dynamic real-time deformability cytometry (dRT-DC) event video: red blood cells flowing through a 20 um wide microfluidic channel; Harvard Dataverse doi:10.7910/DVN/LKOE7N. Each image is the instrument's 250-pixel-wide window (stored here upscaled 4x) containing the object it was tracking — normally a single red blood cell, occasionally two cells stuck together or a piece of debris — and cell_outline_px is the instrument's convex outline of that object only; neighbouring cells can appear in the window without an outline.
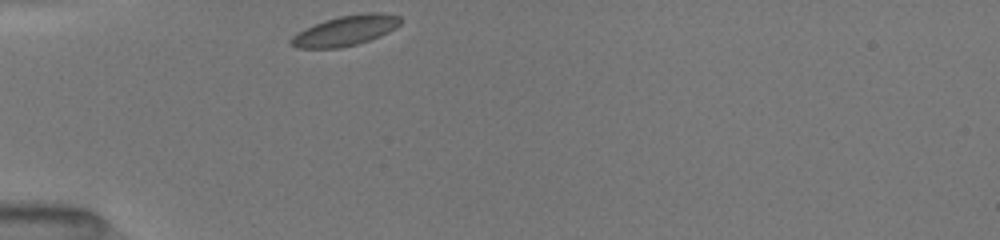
{"species": "common noctule bat (a hibernating species)", "species_latin": "Nyctalus noctula", "temperature_condition": "room temperature", "stored_images_in_passage": 30, "camera_frame_rate_fps": 3000, "um_per_image_px": 0.085, "animal": {"sex": "female", "body_mass_g": 19.5, "forearm_length_mm": 54.1}, "frame": {"image": 1, "passage_image": 1, "time_ms": 0.0, "image_size_px": [1000, 240], "cell_outline_px": [[400, 24], [396, 28], [380, 36], [356, 44], [340, 48], [296, 48], [288, 44], [288, 40], [296, 32], [304, 28], [324, 20], [340, 16], [364, 12], [380, 12], [400, 16]], "centroid_in_image_um": [29.32, 2.6], "position_along_channel_um": 55.7, "area_um2": 19.42}}
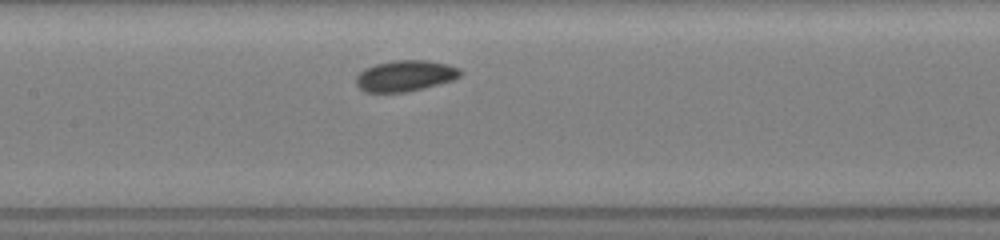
{"frame": {"image": 2, "passage_image": 11, "time_ms": 3.333, "image_size_px": [1000, 240], "cell_outline_px": [[460, 76], [452, 80], [424, 88], [408, 92], [364, 92], [356, 84], [356, 76], [364, 68], [376, 64], [396, 60], [428, 60], [448, 64], [460, 68]], "centroid_in_image_um": [34.43, 6.44], "position_along_channel_um": 173.0, "area_um2": 18.84}}
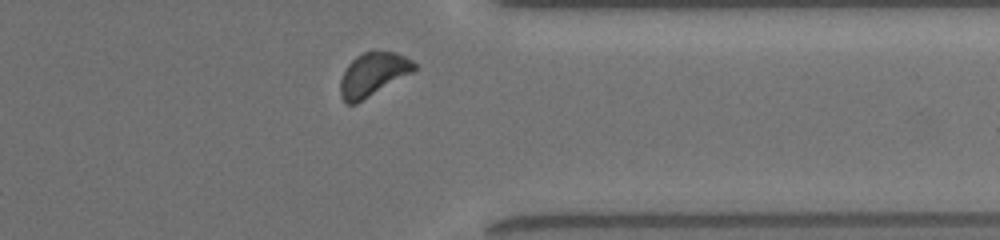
{"frame": {"image": 3, "passage_image": 27, "time_ms": 8.667, "image_size_px": [1000, 240], "cell_outline_px": [[416, 68], [412, 72], [356, 104], [348, 104], [340, 96], [340, 80], [348, 64], [356, 56], [372, 48], [396, 52], [412, 60], [416, 64]], "centroid_in_image_um": [31.7, 6.28], "position_along_channel_um": 379.7, "area_um2": 18.84}, "authors_computed_cell_mechanics": {"area_um2": 18.5538, "velocity_mm_per_s": 3.93, "shape_relaxation_time_tau1_ms": 1.4414, "shape_relaxation_time_tau2_ms": 6.5381, "deformation_change_tau1": 0.0444, "deformation_change_tau2": 0.1037}}